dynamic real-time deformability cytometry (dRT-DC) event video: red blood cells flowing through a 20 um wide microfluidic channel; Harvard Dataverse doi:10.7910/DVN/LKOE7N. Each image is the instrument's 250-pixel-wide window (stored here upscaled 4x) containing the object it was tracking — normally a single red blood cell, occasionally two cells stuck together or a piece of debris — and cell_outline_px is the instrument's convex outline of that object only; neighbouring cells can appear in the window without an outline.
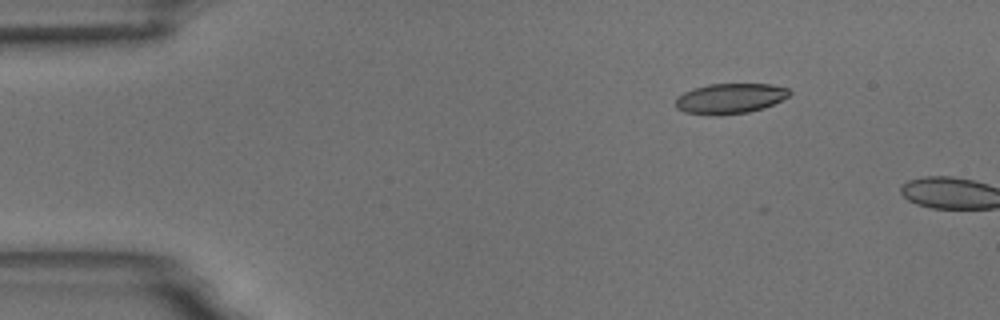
{"species": "common noctule bat (a hibernating species)", "species_latin": "Nyctalus noctula", "temperature_condition": "room temperature", "stored_images_in_passage": 2, "camera_frame_rate_fps": 3000, "um_per_image_px": 0.085, "animal": {"sex": "male", "body_mass_g": 18.8}, "frame": {"image": 1, "passage_image": 1, "time_ms": 0.0, "image_size_px": [1000, 320], "cell_outline_px": [[792, 92], [788, 96], [764, 108], [748, 112], [716, 116], [684, 112], [676, 108], [676, 96], [684, 92], [708, 84], [772, 84], [788, 88]], "centroid_in_image_um": [62.04, 8.37], "position_along_channel_um": 23.0, "area_um2": 20.11}}